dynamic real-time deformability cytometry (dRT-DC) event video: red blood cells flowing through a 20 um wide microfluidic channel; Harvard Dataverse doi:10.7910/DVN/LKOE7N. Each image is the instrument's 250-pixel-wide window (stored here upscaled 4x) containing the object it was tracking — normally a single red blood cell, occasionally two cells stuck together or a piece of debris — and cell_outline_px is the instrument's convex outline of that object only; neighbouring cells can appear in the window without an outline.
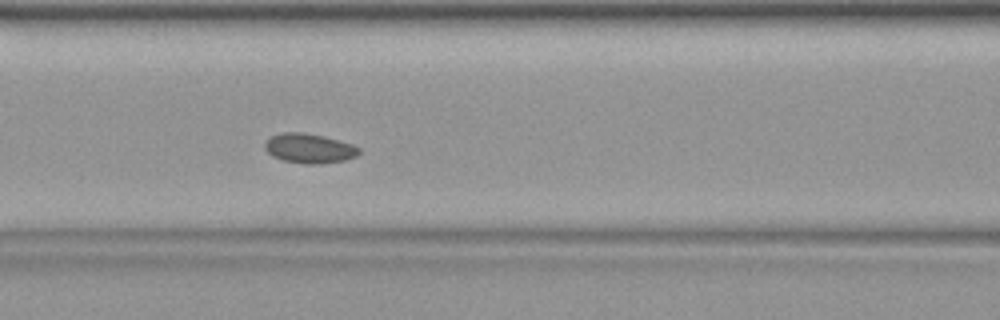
{"species": "common noctule bat (a hibernating species)", "species_latin": "Nyctalus noctula", "temperature_condition": "warm", "stored_images_in_passage": 43, "camera_frame_rate_fps": 3000, "um_per_image_px": 0.085, "animal": {"sex": "female", "body_mass_g": 19.9}, "frame": {"image": 1, "passage_image": 19, "time_ms": 6.0, "image_size_px": [1000, 320], "cell_outline_px": [[360, 152], [356, 156], [344, 160], [320, 164], [304, 164], [284, 160], [272, 156], [264, 148], [264, 144], [272, 136], [284, 132], [304, 132], [324, 136], [352, 144], [360, 148]], "centroid_in_image_um": [26.29, 12.61], "position_along_channel_um": 140.3, "area_um2": 16.18}}
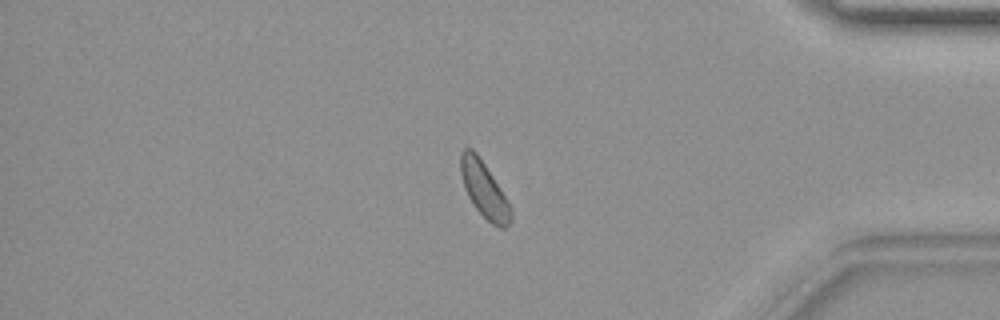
{"frame": {"image": 2, "passage_image": 37, "time_ms": 12.0, "image_size_px": [1000, 320], "cell_outline_px": [[512, 220], [504, 228], [500, 228], [492, 224], [472, 204], [464, 188], [460, 172], [460, 152], [464, 148], [472, 148], [476, 152], [492, 176], [512, 208]], "centroid_in_image_um": [41.13, 16.12], "position_along_channel_um": 394.1, "area_um2": 16.13}}